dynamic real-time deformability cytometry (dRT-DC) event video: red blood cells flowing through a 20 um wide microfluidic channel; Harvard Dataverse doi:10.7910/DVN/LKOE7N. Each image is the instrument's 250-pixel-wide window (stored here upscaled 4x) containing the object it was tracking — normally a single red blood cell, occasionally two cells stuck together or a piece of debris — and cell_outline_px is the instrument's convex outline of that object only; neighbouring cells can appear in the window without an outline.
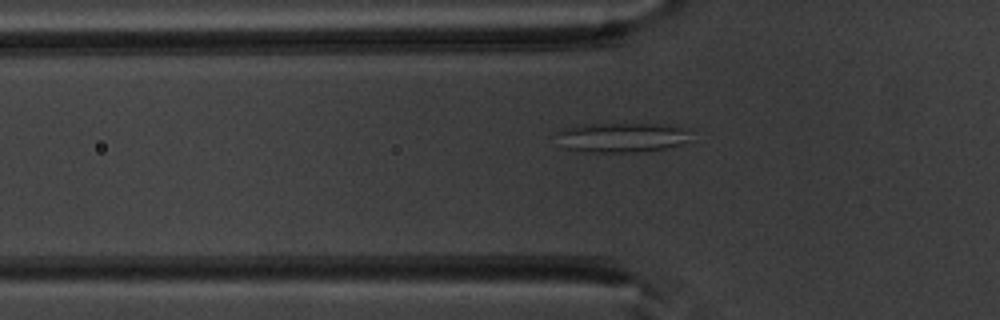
{"species": "common noctule bat (a hibernating species)", "species_latin": "Nyctalus noctula", "temperature_condition": "warm", "stored_images_in_passage": 52, "camera_frame_rate_fps": 3000, "um_per_image_px": 0.085, "animal": {"sex": "male", "body_mass_g": 20.1, "forearm_length_mm": 53.5}, "frame": {"image": 1, "passage_image": 18, "time_ms": 5.667, "image_size_px": [1000, 320], "cell_outline_px": [[688, 132], [680, 144], [664, 148], [632, 152], [584, 152], [564, 148], [556, 132], [564, 128], [584, 124], [660, 124], [680, 128]], "centroid_in_image_um": [52.71, 11.68], "position_along_channel_um": 73.1, "area_um2": 22.48}}
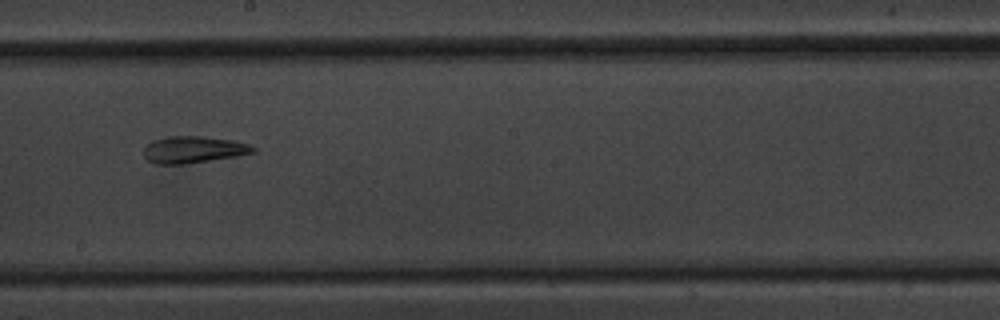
{"frame": {"image": 2, "passage_image": 30, "time_ms": 9.667, "image_size_px": [1000, 320], "cell_outline_px": [[256, 152], [236, 156], [184, 164], [156, 164], [148, 160], [144, 156], [144, 148], [152, 140], [168, 136], [200, 136], [232, 140], [248, 144], [256, 148]], "centroid_in_image_um": [16.43, 12.71], "position_along_channel_um": 231.8, "area_um2": 16.99}}
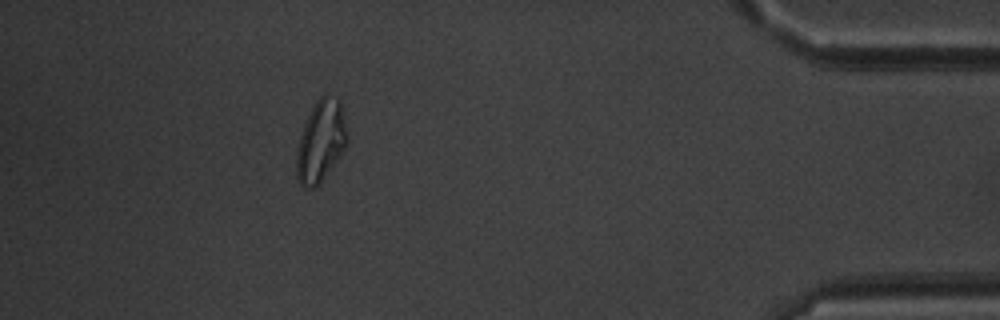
{"frame": {"image": 3, "passage_image": 47, "time_ms": 15.333, "image_size_px": [1000, 320], "cell_outline_px": [[348, 144], [320, 184], [312, 188], [304, 188], [300, 184], [296, 176], [296, 152], [300, 136], [304, 124], [316, 100], [324, 92], [340, 100], [348, 132]], "centroid_in_image_um": [27.28, 12.0], "position_along_channel_um": 407.9, "area_um2": 24.39}, "authors_computed_cell_mechanics": {"area_um2": 22.6287, "velocity_mm_per_s": 3.9571, "shape_relaxation_time_tau1_ms": null, "shape_relaxation_time_tau2_ms": 2.5625, "deformation_change_tau1": null, "deformation_change_tau2": 0.1034}}